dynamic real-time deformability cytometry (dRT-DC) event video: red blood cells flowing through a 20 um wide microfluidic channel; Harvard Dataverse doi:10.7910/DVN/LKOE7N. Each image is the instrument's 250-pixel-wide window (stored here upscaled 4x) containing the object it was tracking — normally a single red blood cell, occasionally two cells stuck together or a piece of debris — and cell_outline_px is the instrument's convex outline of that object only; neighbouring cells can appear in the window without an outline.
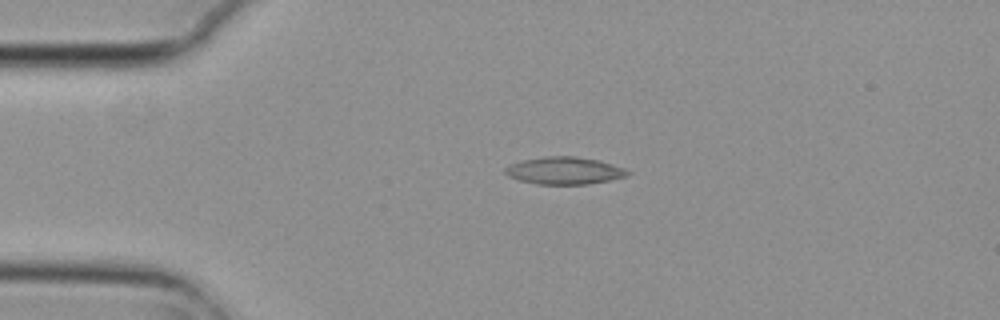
{"species": "common noctule bat (a hibernating species)", "species_latin": "Nyctalus noctula", "temperature_condition": "cold", "stored_images_in_passage": 3, "camera_frame_rate_fps": 3000, "um_per_image_px": 0.085, "animal": {"sex": "female", "body_mass_g": 29.2, "forearm_length_mm": 56.3}, "frame": {"image": 1, "passage_image": 2, "time_ms": 0.333, "image_size_px": [1000, 320], "cell_outline_px": [[632, 172], [624, 176], [608, 180], [588, 184], [536, 184], [520, 180], [508, 176], [504, 172], [504, 168], [508, 164], [520, 160], [544, 156], [572, 156], [600, 160], [624, 168]], "centroid_in_image_um": [47.92, 14.49], "position_along_channel_um": 37.1, "area_um2": 19.54}}